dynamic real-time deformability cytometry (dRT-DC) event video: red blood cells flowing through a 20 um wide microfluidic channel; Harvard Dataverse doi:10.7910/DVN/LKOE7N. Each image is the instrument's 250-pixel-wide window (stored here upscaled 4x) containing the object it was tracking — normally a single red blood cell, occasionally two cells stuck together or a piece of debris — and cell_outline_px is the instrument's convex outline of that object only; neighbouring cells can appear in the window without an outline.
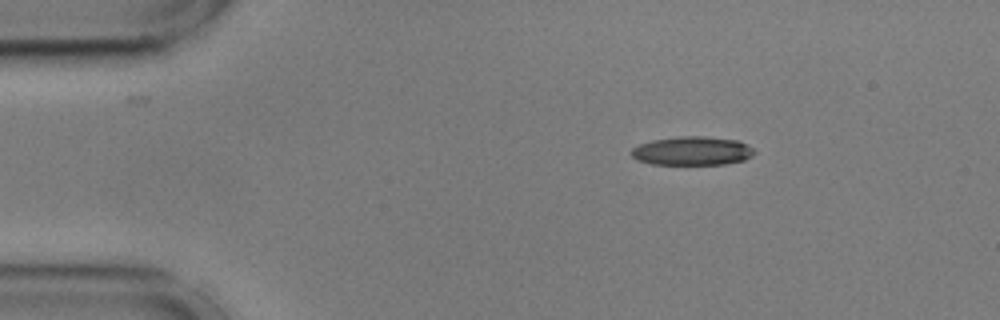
{"species": "common noctule bat (a hibernating species)", "species_latin": "Nyctalus noctula", "temperature_condition": "cold", "stored_images_in_passage": 9, "camera_frame_rate_fps": 3000, "um_per_image_px": 0.085, "animal": {"sex": "male", "body_mass_g": 17.9, "forearm_length_mm": 54.2}, "frame": {"image": 1, "passage_image": 1, "time_ms": 0.0, "image_size_px": [1000, 320], "cell_outline_px": [[756, 152], [752, 156], [744, 160], [724, 164], [652, 164], [636, 160], [632, 156], [632, 148], [640, 144], [652, 140], [680, 136], [704, 136], [740, 140], [752, 148]], "centroid_in_image_um": [58.86, 12.82], "position_along_channel_um": 26.1, "area_um2": 20.63}}